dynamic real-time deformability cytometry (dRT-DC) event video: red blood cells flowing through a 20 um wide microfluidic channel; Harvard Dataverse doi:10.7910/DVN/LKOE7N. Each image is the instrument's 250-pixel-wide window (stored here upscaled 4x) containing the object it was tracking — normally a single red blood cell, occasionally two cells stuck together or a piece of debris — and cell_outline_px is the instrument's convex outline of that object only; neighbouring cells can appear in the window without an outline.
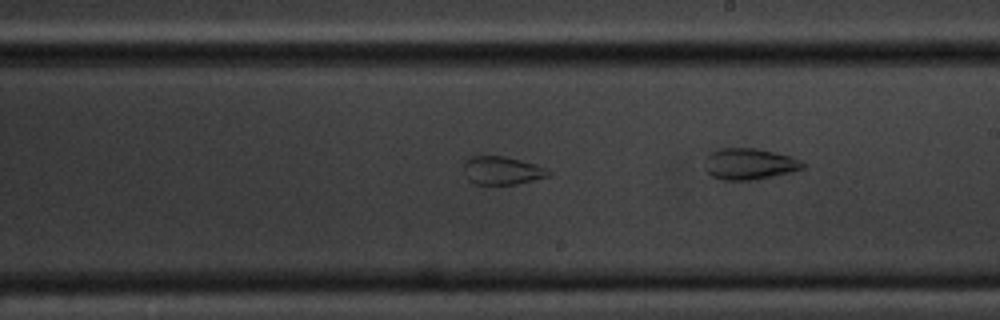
{"species": "common noctule bat (a hibernating species)", "species_latin": "Nyctalus noctula", "temperature_condition": "cold", "stored_images_in_passage": 27, "camera_frame_rate_fps": 3000, "um_per_image_px": 0.085, "animal": {"sex": "male", "body_mass_g": 20.1, "forearm_length_mm": 53.5}, "frame": {"image": 1, "passage_image": 16, "time_ms": 5.0, "image_size_px": [1000, 320], "cell_outline_px": [[552, 172], [548, 176], [516, 184], [476, 184], [468, 180], [464, 168], [464, 160], [472, 156], [504, 156], [536, 164]], "centroid_in_image_um": [42.65, 14.49], "position_along_channel_um": 246.3, "area_um2": 13.76}}
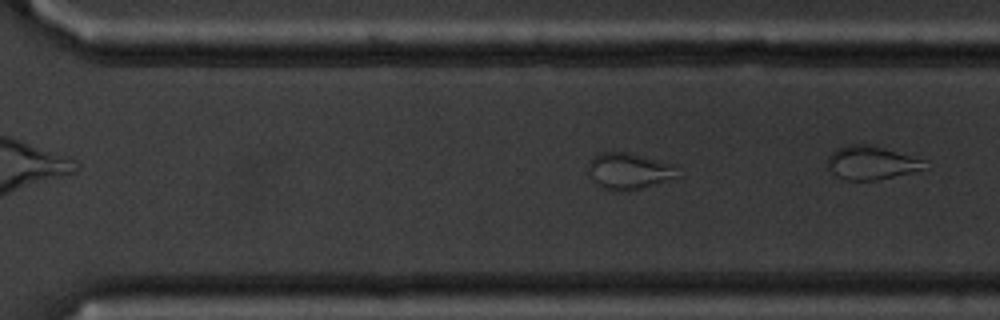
{"frame": {"image": 2, "passage_image": 22, "time_ms": 7.0, "image_size_px": [1000, 320], "cell_outline_px": [[672, 176], [640, 188], [604, 188], [592, 180], [588, 172], [588, 164], [600, 152], [628, 152], [672, 164]], "centroid_in_image_um": [53.3, 14.48], "position_along_channel_um": 317.3, "area_um2": 17.34}}
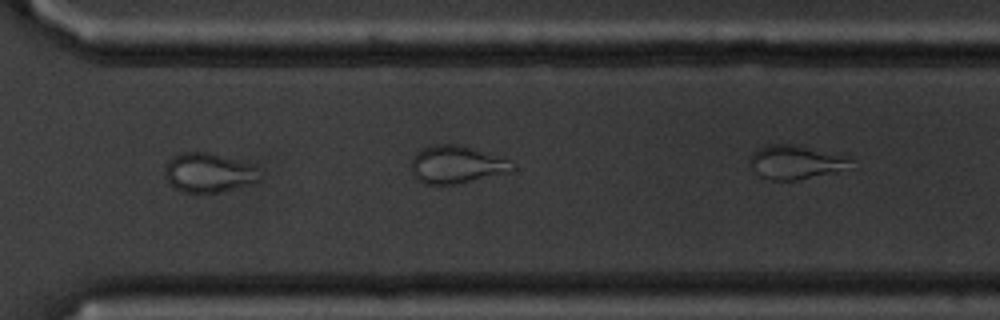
{"frame": {"image": 3, "passage_image": 25, "time_ms": 8.0, "image_size_px": [1000, 320], "cell_outline_px": [[260, 180], [220, 192], [184, 192], [176, 188], [164, 176], [164, 168], [168, 160], [172, 156], [184, 152], [208, 152], [256, 168]], "centroid_in_image_um": [17.63, 14.68], "position_along_channel_um": 353.0, "area_um2": 20.92}}